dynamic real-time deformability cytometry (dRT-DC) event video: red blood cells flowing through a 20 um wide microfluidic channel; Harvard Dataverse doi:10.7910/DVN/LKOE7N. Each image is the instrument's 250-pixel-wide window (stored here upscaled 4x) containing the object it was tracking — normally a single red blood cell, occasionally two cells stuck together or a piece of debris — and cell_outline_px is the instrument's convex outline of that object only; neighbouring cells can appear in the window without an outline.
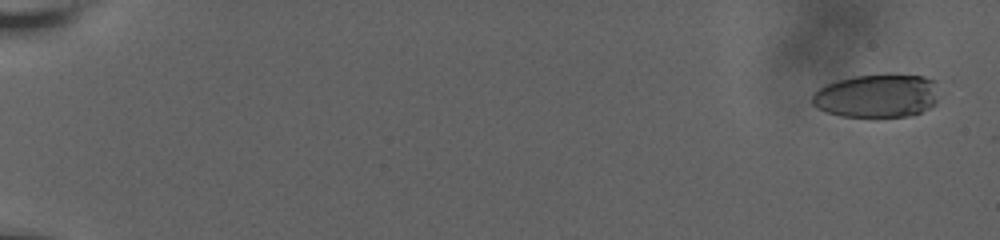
{"species": "human", "species_latin": "Homo sapiens", "temperature_condition": "room temperature", "stored_images_in_passage": 7, "camera_frame_rate_fps": 3000, "um_per_image_px": 0.085, "donor": {"sex": "male"}, "frame": {"image": 1, "passage_image": 2, "time_ms": 0.667, "image_size_px": [1000, 240], "cell_outline_px": [[936, 104], [912, 116], [840, 116], [816, 108], [812, 104], [812, 96], [820, 88], [836, 80], [852, 76], [924, 76], [936, 80]], "centroid_in_image_um": [74.54, 8.16], "position_along_channel_um": 10.5, "area_um2": 31.56}}